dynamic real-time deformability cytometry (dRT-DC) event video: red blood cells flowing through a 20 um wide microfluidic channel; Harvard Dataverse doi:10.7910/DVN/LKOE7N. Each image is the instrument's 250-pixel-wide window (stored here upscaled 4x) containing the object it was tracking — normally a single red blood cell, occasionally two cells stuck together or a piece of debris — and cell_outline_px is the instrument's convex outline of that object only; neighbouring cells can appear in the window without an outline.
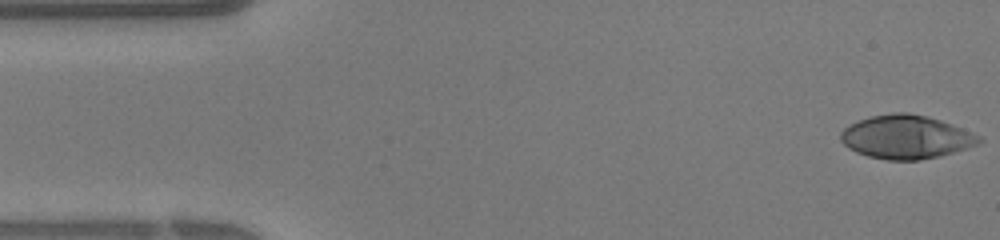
{"species": "human", "species_latin": "Homo sapiens", "temperature_condition": "warm", "stored_images_in_passage": 38, "camera_frame_rate_fps": 3000, "um_per_image_px": 0.085, "donor": {"sex": "female"}, "frame": {"image": 1, "passage_image": 1, "time_ms": 0.0, "image_size_px": [1000, 240], "cell_outline_px": [[984, 140], [980, 144], [968, 148], [940, 156], [920, 160], [888, 160], [868, 156], [856, 152], [848, 148], [840, 140], [840, 132], [848, 124], [868, 116], [892, 112], [908, 112], [928, 116], [940, 120], [980, 136]], "centroid_in_image_um": [76.99, 11.64], "position_along_channel_um": 8.0, "area_um2": 35.37}}
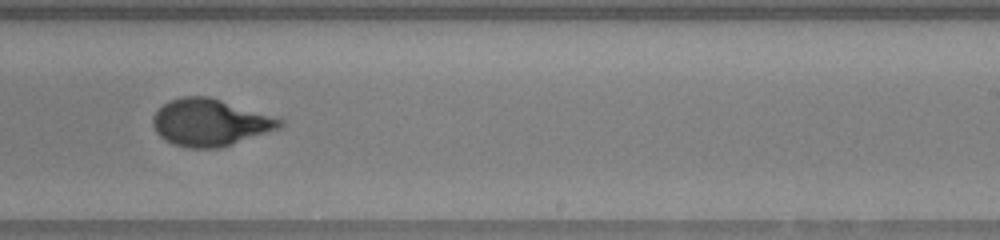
{"frame": {"image": 2, "passage_image": 23, "time_ms": 7.333, "image_size_px": [1000, 240], "cell_outline_px": [[284, 124], [280, 128], [232, 144], [216, 148], [192, 148], [172, 144], [164, 140], [156, 132], [152, 124], [152, 116], [168, 100], [180, 96], [208, 96], [284, 120]], "centroid_in_image_um": [17.81, 10.41], "position_along_channel_um": 271.2, "area_um2": 34.51}}
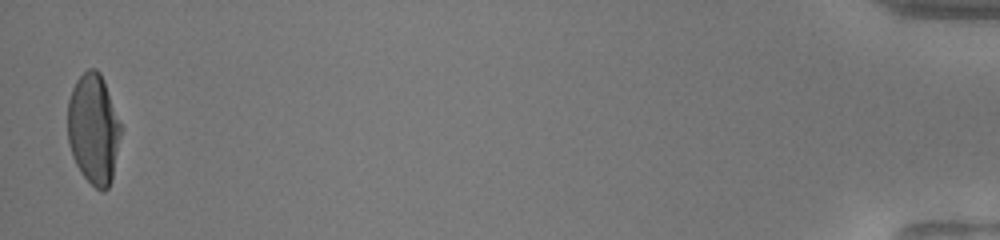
{"frame": {"image": 3, "passage_image": 38, "time_ms": 12.333, "image_size_px": [1000, 240], "cell_outline_px": [[120, 136], [112, 180], [108, 188], [104, 192], [96, 188], [80, 172], [72, 156], [68, 144], [68, 100], [72, 88], [76, 80], [88, 68], [96, 68], [100, 72], [104, 80], [120, 124]], "centroid_in_image_um": [7.93, 10.96], "position_along_channel_um": 427.3, "area_um2": 34.04}}